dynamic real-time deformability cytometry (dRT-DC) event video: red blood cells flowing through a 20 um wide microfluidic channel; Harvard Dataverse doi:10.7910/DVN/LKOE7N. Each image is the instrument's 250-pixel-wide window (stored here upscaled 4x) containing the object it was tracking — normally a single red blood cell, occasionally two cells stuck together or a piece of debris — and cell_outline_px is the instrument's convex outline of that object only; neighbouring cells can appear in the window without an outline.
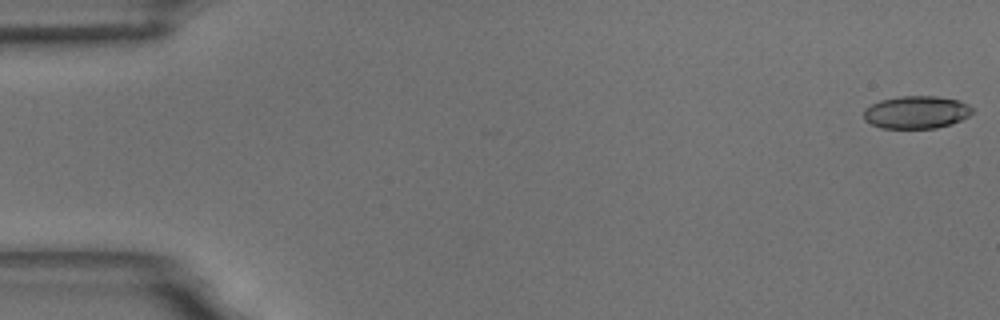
{"species": "common noctule bat (a hibernating species)", "species_latin": "Nyctalus noctula", "temperature_condition": "room temperature", "stored_images_in_passage": 15, "camera_frame_rate_fps": 3000, "um_per_image_px": 0.085, "animal": {"sex": "male", "body_mass_g": 18.8}, "frame": {"image": 1, "passage_image": 1, "time_ms": 0.0, "image_size_px": [1000, 320], "cell_outline_px": [[972, 112], [968, 116], [952, 124], [936, 128], [880, 128], [864, 120], [864, 108], [880, 100], [900, 96], [936, 96], [956, 100], [968, 104], [972, 108]], "centroid_in_image_um": [77.87, 9.54], "position_along_channel_um": 7.1, "area_um2": 20.63}}
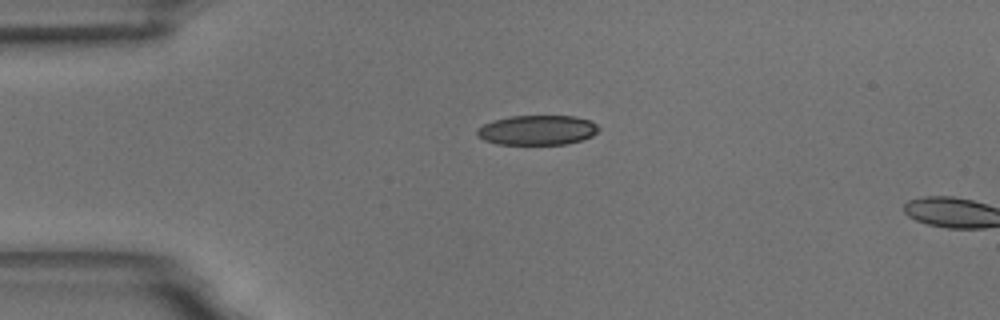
{"frame": {"image": 2, "passage_image": 13, "time_ms": 4.0, "image_size_px": [1000, 320], "cell_outline_px": [[600, 128], [592, 136], [580, 140], [564, 144], [496, 144], [484, 140], [476, 136], [476, 132], [484, 124], [492, 120], [512, 116], [576, 116], [588, 120], [596, 124]], "centroid_in_image_um": [45.65, 11.06], "position_along_channel_um": 39.4, "area_um2": 20.98}}